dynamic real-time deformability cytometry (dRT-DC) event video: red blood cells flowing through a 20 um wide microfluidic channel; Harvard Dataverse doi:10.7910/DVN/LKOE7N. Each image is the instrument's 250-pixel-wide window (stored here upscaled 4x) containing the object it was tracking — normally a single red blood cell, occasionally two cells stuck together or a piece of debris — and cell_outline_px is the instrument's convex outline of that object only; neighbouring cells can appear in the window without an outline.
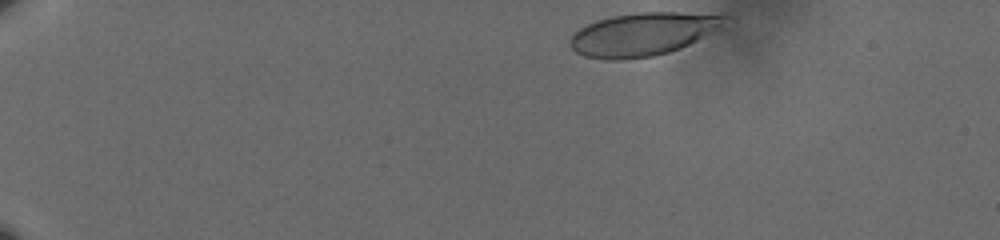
{"species": "human", "species_latin": "Homo sapiens", "temperature_condition": "cold", "stored_images_in_passage": 43, "camera_frame_rate_fps": 3000, "um_per_image_px": 0.085, "donor": {"sex": "male"}, "frame": {"image": 1, "passage_image": 1, "time_ms": 0.0, "image_size_px": [1000, 240], "cell_outline_px": [[724, 16], [712, 28], [696, 40], [680, 48], [668, 52], [652, 56], [620, 60], [608, 60], [584, 56], [576, 52], [568, 44], [572, 36], [580, 28], [588, 24], [612, 16], [640, 12], [676, 12]], "centroid_in_image_um": [54.44, 2.93], "position_along_channel_um": 30.6, "area_um2": 37.28}}
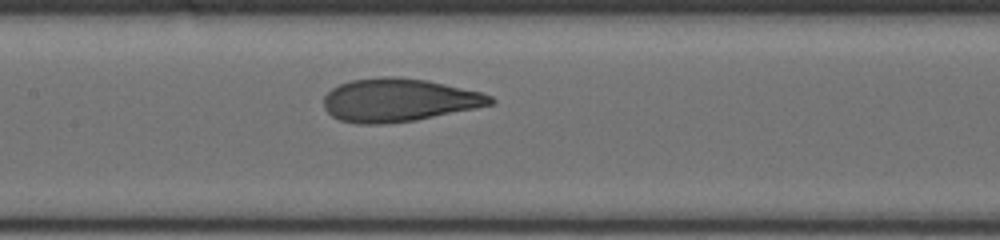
{"frame": {"image": 2, "passage_image": 22, "time_ms": 7.0, "image_size_px": [1000, 240], "cell_outline_px": [[496, 100], [492, 104], [416, 120], [384, 124], [360, 124], [340, 120], [332, 116], [324, 108], [324, 96], [332, 88], [340, 84], [352, 80], [380, 76], [400, 76], [428, 80], [480, 92], [492, 96]], "centroid_in_image_um": [33.87, 8.5], "position_along_channel_um": 173.5, "area_um2": 41.85}}
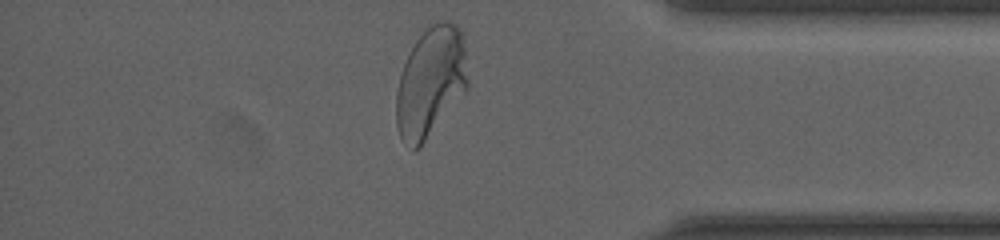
{"frame": {"image": 3, "passage_image": 42, "time_ms": 13.667, "image_size_px": [1000, 240], "cell_outline_px": [[468, 88], [420, 148], [412, 152], [400, 140], [396, 124], [396, 92], [400, 76], [404, 64], [416, 40], [432, 24], [440, 20], [444, 20], [456, 24], [460, 28], [464, 48], [468, 80]], "centroid_in_image_um": [36.58, 7.04], "position_along_channel_um": 398.6, "area_um2": 45.95}, "authors_computed_cell_mechanics": {"area_um2": 41.327, "velocity_mm_per_s": 3.5987, "shape_relaxation_time_tau1_ms": 5.161, "shape_relaxation_time_tau2_ms": null, "deformation_change_tau1": 0.2087, "deformation_change_tau2": null}}